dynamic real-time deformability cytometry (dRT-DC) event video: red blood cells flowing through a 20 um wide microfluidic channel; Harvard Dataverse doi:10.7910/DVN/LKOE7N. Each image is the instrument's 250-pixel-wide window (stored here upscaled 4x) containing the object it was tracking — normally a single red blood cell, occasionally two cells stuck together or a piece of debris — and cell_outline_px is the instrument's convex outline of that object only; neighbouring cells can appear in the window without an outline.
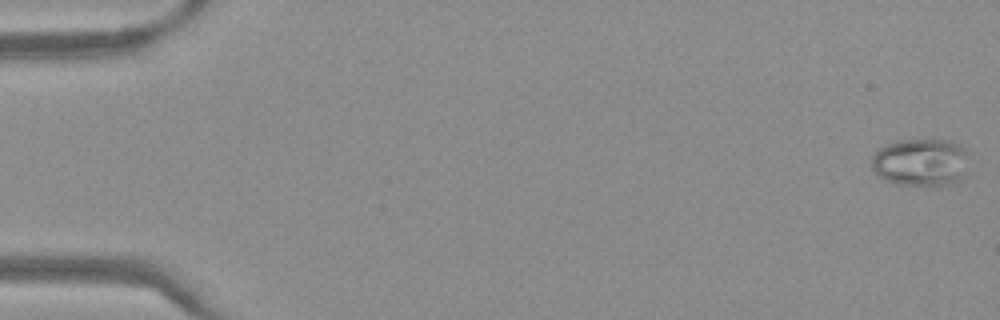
{"species": "Egyptian fruit bat (a non-hibernating species)", "species_latin": "Rousettus aegyptiacus", "temperature_condition": "warm", "stored_images_in_passage": 51, "camera_frame_rate_fps": 3000, "um_per_image_px": 0.085, "frame": {"image": 1, "passage_image": 1, "time_ms": 0.0, "image_size_px": [1000, 320], "cell_outline_px": [[968, 152], [960, 180], [952, 184], [896, 184], [884, 180], [872, 168], [872, 156], [884, 144], [896, 140], [932, 136], [952, 140], [960, 144]], "centroid_in_image_um": [78.25, 13.7], "position_along_channel_um": 6.8, "area_um2": 27.51}}
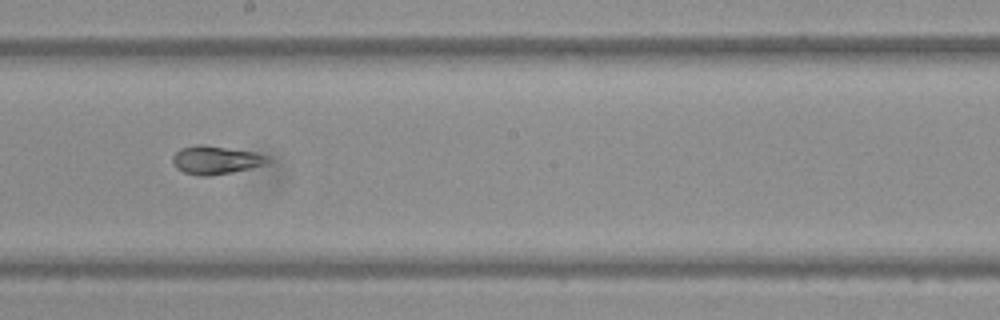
{"frame": {"image": 2, "passage_image": 29, "time_ms": 9.333, "image_size_px": [1000, 320], "cell_outline_px": [[272, 160], [264, 164], [232, 172], [208, 176], [200, 176], [184, 172], [176, 168], [172, 164], [172, 156], [180, 148], [196, 144], [204, 144], [252, 152], [268, 156]], "centroid_in_image_um": [18.28, 13.59], "position_along_channel_um": 229.9, "area_um2": 15.61}}
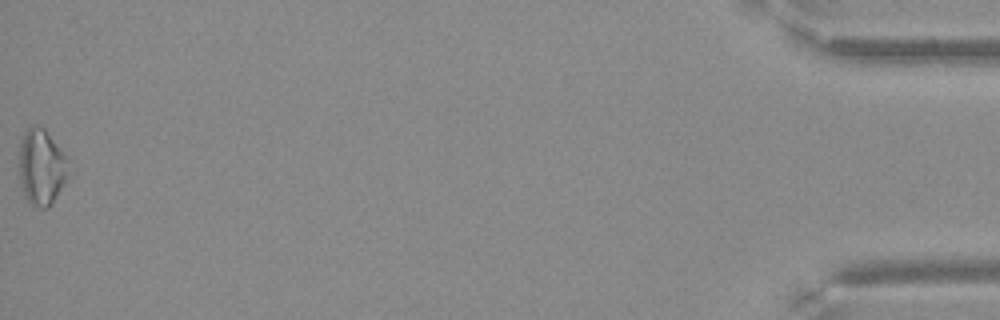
{"frame": {"image": 3, "passage_image": 51, "time_ms": 16.667, "image_size_px": [1000, 320], "cell_outline_px": [[68, 156], [64, 180], [60, 188], [48, 208], [40, 208], [32, 204], [24, 196], [20, 184], [20, 144], [24, 132], [32, 124], [36, 124], [44, 128]], "centroid_in_image_um": [3.49, 14.15], "position_along_channel_um": 431.7, "area_um2": 21.44}}